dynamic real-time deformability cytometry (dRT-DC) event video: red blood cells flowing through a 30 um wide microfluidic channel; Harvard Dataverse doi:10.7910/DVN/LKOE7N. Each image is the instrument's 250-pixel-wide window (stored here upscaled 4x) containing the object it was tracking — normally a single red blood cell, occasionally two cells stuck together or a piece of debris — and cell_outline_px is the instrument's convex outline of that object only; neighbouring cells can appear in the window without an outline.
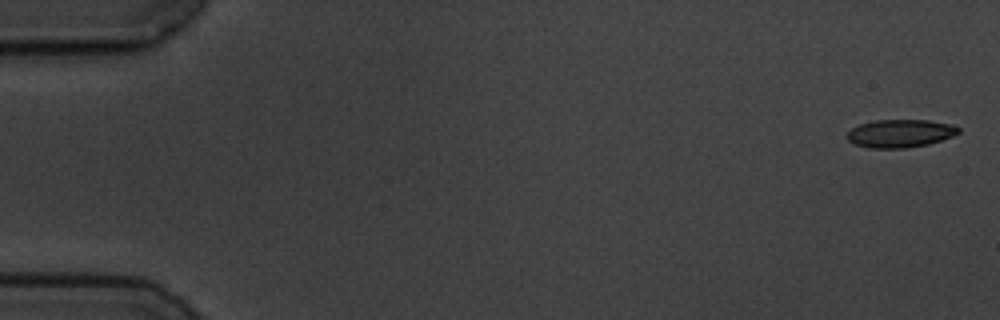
{"species": "common noctule bat (a hibernating species)", "species_latin": "Nyctalus noctula", "temperature_condition": "cold", "stored_images_in_passage": 15, "camera_frame_rate_fps": 3000, "um_per_image_px": 0.085, "animal": {"sex": "male", "body_mass_g": 19.5, "forearm_length_mm": 54.6}, "frame": {"image": 1, "passage_image": 1, "time_ms": 0.0, "image_size_px": [1000, 320], "cell_outline_px": [[960, 132], [952, 136], [928, 144], [904, 148], [868, 148], [856, 144], [848, 140], [844, 136], [852, 128], [860, 124], [876, 120], [928, 120], [952, 124], [960, 128]], "centroid_in_image_um": [76.5, 11.34], "position_along_channel_um": 8.5, "area_um2": 18.15}}
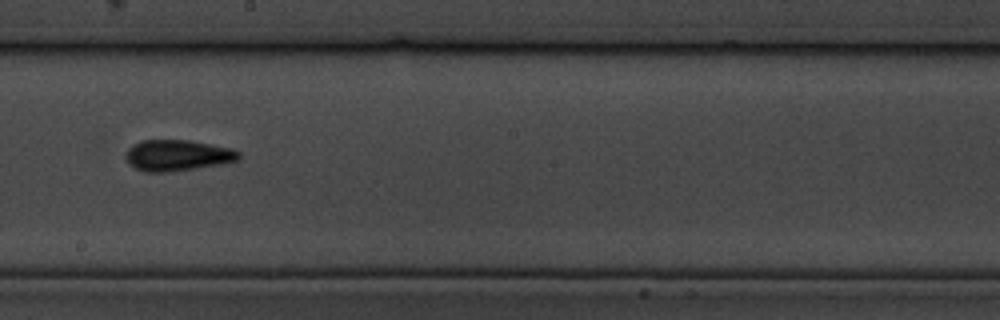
{"frame": {"image": 2, "passage_image": 9, "time_ms": 10.333, "image_size_px": [1000, 320], "cell_outline_px": [[240, 156], [236, 160], [220, 164], [168, 172], [144, 172], [128, 164], [124, 156], [128, 148], [132, 144], [140, 140], [188, 140], [212, 144], [232, 148], [240, 152]], "centroid_in_image_um": [15.03, 13.19], "position_along_channel_um": 233.2, "area_um2": 20.52}}
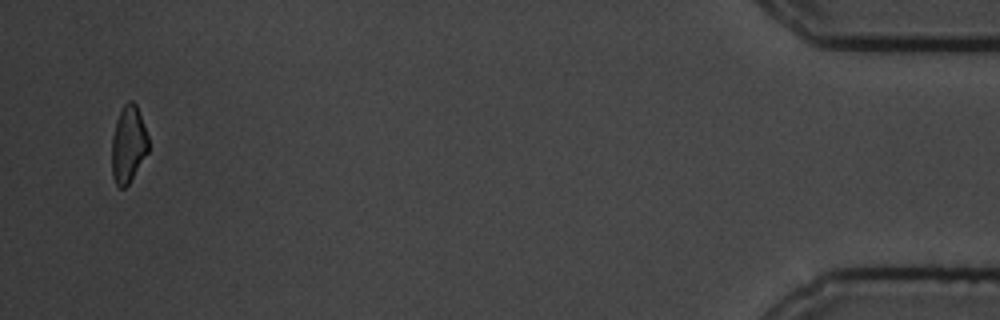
{"frame": {"image": 3, "passage_image": 15, "time_ms": 18.0, "image_size_px": [1000, 320], "cell_outline_px": [[148, 152], [128, 184], [124, 188], [120, 188], [116, 184], [112, 176], [112, 136], [116, 120], [124, 104], [128, 100], [132, 100], [136, 104], [148, 136]], "centroid_in_image_um": [10.9, 12.26], "position_along_channel_um": 424.3, "area_um2": 16.3}, "authors_computed_cell_mechanics": {"area_um2": 18.8428, "velocity_mm_per_s": 3.5419, "shape_relaxation_time_tau1_ms": 6.5374, "shape_relaxation_time_tau2_ms": 3.0786, "deformation_change_tau1": 0.1525, "deformation_change_tau2": 0.0802}}